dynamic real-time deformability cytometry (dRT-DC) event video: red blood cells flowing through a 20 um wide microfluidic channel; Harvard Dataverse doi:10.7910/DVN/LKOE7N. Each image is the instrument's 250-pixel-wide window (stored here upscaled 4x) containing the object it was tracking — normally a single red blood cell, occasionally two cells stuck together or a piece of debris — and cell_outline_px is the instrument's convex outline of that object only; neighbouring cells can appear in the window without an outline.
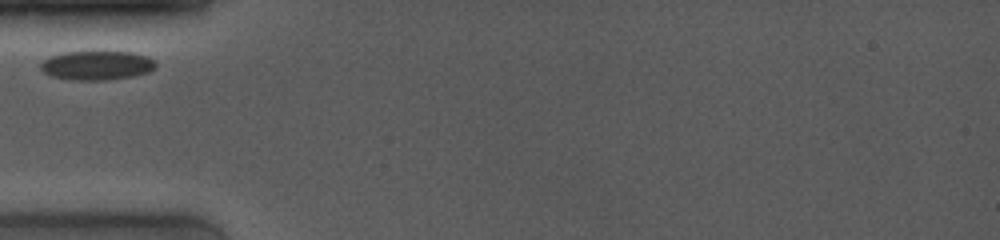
{"species": "common noctule bat (a hibernating species)", "species_latin": "Nyctalus noctula", "temperature_condition": "room temperature", "stored_images_in_passage": 4, "camera_frame_rate_fps": 4000, "um_per_image_px": 0.085, "animal": {"sex": "female", "body_mass_g": 19.0, "forearm_length_mm": 53.3}, "frame": {"image": 1, "passage_image": 1, "time_ms": 0.0, "image_size_px": [1000, 240], "cell_outline_px": [[156, 68], [148, 72], [132, 76], [108, 80], [72, 80], [52, 76], [44, 72], [40, 68], [40, 64], [48, 56], [64, 52], [132, 52], [144, 56], [152, 60], [156, 64]], "centroid_in_image_um": [8.2, 5.56], "position_along_channel_um": 76.8, "area_um2": 19.42}}
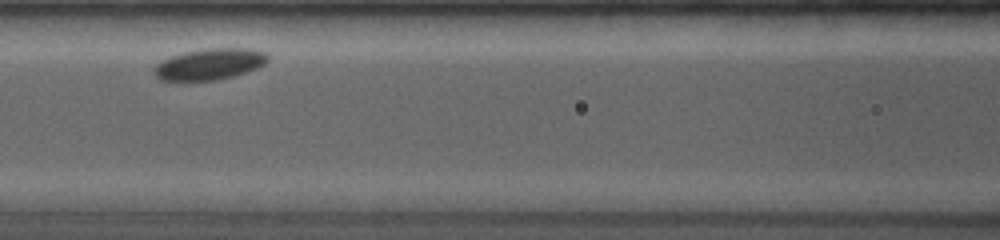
{"frame": {"image": 2, "passage_image": 3, "time_ms": 2.0, "image_size_px": [1000, 240], "cell_outline_px": [[268, 60], [264, 64], [256, 68], [232, 76], [216, 80], [160, 80], [156, 76], [156, 68], [164, 60], [172, 56], [184, 52], [200, 48], [252, 48], [268, 52]], "centroid_in_image_um": [17.9, 5.42], "position_along_channel_um": 148.7, "area_um2": 20.4}}